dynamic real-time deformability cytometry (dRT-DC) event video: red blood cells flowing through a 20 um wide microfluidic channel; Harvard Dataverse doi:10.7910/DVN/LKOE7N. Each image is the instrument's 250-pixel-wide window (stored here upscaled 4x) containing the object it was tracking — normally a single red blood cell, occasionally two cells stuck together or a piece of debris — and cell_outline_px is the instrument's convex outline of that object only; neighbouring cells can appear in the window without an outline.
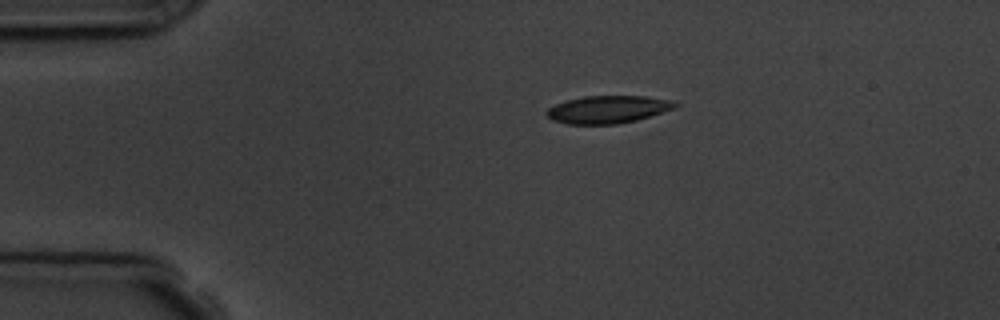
{"species": "common noctule bat (a hibernating species)", "species_latin": "Nyctalus noctula", "temperature_condition": "room temperature", "stored_images_in_passage": 3, "segment_of_instrument_passage": [1, 2], "camera_frame_rate_fps": 3000, "um_per_image_px": 0.085, "animal": {"sex": "male", "body_mass_g": 19.5, "forearm_length_mm": 54.6}, "frame": {"image": 1, "passage_image": 1, "time_ms": 0.0, "image_size_px": [1000, 320], "cell_outline_px": [[680, 104], [676, 108], [636, 120], [616, 124], [568, 124], [552, 120], [544, 112], [548, 108], [556, 104], [568, 100], [584, 96], [648, 96], [672, 100]], "centroid_in_image_um": [51.7, 9.3], "position_along_channel_um": 33.3, "area_um2": 20.69}}